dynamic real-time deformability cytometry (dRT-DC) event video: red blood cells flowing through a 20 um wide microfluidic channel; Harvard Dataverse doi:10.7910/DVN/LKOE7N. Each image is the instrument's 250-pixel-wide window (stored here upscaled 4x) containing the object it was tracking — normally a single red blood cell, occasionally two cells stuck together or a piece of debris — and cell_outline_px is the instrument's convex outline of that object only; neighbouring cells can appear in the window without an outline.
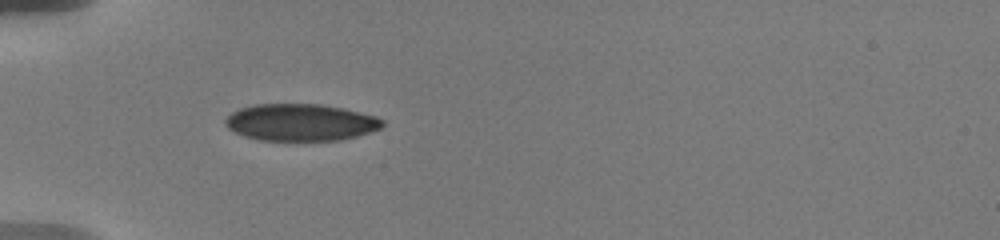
{"species": "human", "species_latin": "Homo sapiens", "temperature_condition": "warm", "stored_images_in_passage": 79, "camera_frame_rate_fps": 3000, "um_per_image_px": 0.085, "donor": {"sex": "male"}, "frame": {"image": 1, "passage_image": 1, "time_ms": 0.0, "image_size_px": [1000, 240], "cell_outline_px": [[384, 128], [372, 132], [340, 140], [260, 140], [244, 136], [228, 128], [224, 124], [224, 120], [232, 112], [240, 108], [252, 104], [320, 104], [344, 108], [376, 116], [384, 120]], "centroid_in_image_um": [25.58, 10.39], "position_along_channel_um": 59.4, "area_um2": 34.04}}
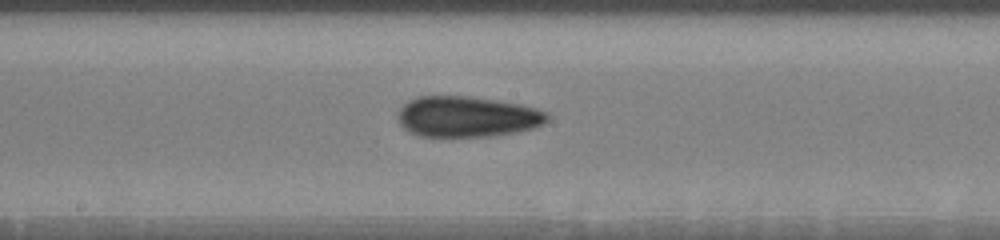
{"frame": {"image": 2, "passage_image": 32, "time_ms": 4.333, "image_size_px": [1000, 240], "cell_outline_px": [[548, 120], [544, 124], [536, 128], [516, 132], [492, 136], [420, 136], [408, 132], [400, 124], [396, 116], [396, 112], [408, 100], [416, 96], [472, 96], [520, 104], [536, 108], [548, 112]], "centroid_in_image_um": [39.69, 9.91], "position_along_channel_um": 208.5, "area_um2": 35.89}}
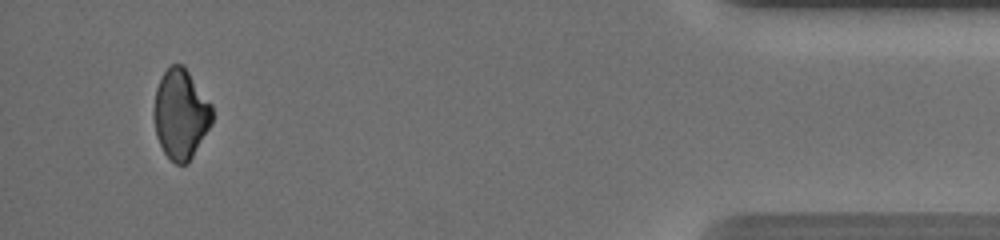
{"frame": {"image": 3, "passage_image": 72, "time_ms": 11.667, "image_size_px": [1000, 240], "cell_outline_px": [[212, 124], [188, 164], [176, 164], [164, 152], [156, 136], [152, 116], [152, 112], [156, 88], [164, 72], [172, 64], [184, 64], [212, 104]], "centroid_in_image_um": [15.35, 9.69], "position_along_channel_um": 419.8, "area_um2": 30.87}, "authors_computed_cell_mechanics": {"area_um2": 34.9112, "velocity_mm_per_s": 3.6565, "shape_relaxation_time_tau1_ms": null, "shape_relaxation_time_tau2_ms": 6.7065, "deformation_change_tau1": null, "deformation_change_tau2": 0.0827}}